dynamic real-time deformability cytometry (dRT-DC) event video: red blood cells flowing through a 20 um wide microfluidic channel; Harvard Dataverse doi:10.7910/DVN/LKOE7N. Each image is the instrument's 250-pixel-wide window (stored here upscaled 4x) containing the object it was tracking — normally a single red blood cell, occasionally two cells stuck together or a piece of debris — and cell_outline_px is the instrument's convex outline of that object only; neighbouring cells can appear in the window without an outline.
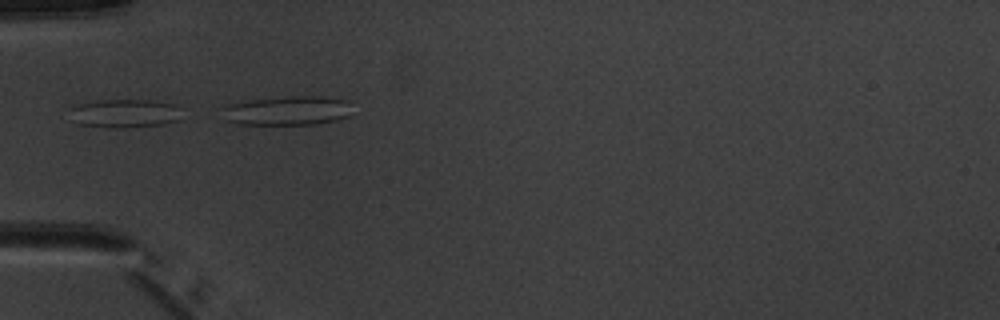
{"species": "common noctule bat (a hibernating species)", "species_latin": "Nyctalus noctula", "temperature_condition": "warm", "stored_images_in_passage": 5, "camera_frame_rate_fps": 3000, "um_per_image_px": 0.085, "animal": {"sex": "male", "body_mass_g": 20.1, "forearm_length_mm": 53.5}, "frame": {"image": 1, "passage_image": 3, "time_ms": 2.333, "image_size_px": [1000, 320], "cell_outline_px": [[176, 120], [164, 124], [124, 128], [108, 128], [80, 124], [72, 120], [72, 108], [80, 104], [100, 100], [152, 100], [176, 104]], "centroid_in_image_um": [10.56, 9.64], "position_along_channel_um": 74.4, "area_um2": 18.21}}
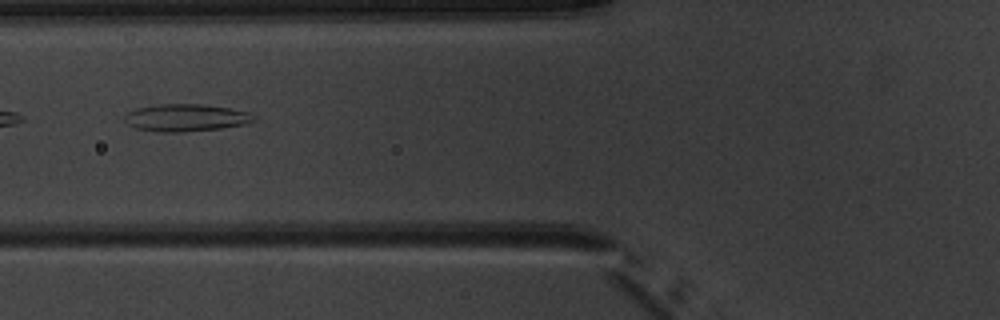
{"frame": {"image": 2, "passage_image": 4, "time_ms": 3.667, "image_size_px": [1000, 320], "cell_outline_px": [[256, 120], [244, 124], [220, 128], [180, 132], [160, 132], [136, 128], [128, 124], [124, 120], [124, 112], [136, 108], [160, 104], [200, 104], [232, 108], [248, 112], [256, 116]], "centroid_in_image_um": [15.78, 9.99], "position_along_channel_um": 110.0, "area_um2": 20.63}}